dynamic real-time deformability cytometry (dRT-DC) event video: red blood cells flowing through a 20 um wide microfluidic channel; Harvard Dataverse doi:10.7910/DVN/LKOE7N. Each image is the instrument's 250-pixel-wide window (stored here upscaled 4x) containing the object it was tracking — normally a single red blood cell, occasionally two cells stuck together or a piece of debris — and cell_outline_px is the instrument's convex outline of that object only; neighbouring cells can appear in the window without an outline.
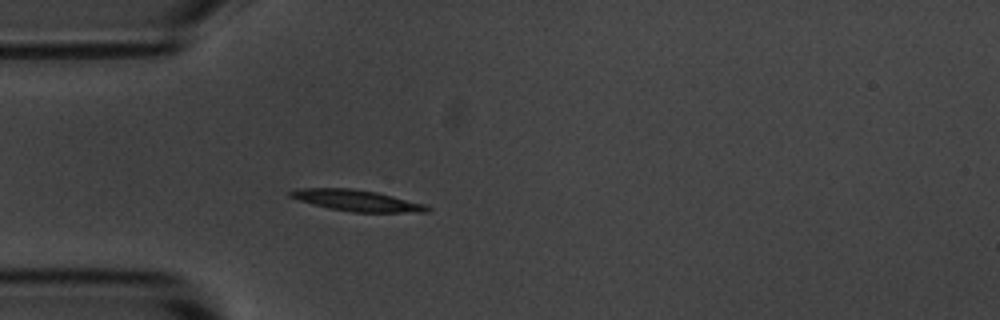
{"species": "common noctule bat (a hibernating species)", "species_latin": "Nyctalus noctula", "temperature_condition": "room temperature", "stored_images_in_passage": 4, "camera_frame_rate_fps": 3000, "um_per_image_px": 0.085, "animal": {"sex": "male", "body_mass_g": 20.1, "forearm_length_mm": 53.5}, "frame": {"image": 1, "passage_image": 4, "time_ms": 3.667, "image_size_px": [1000, 320], "cell_outline_px": [[432, 208], [428, 212], [352, 212], [328, 208], [312, 204], [288, 196], [288, 192], [304, 188], [352, 188], [376, 192], [424, 204]], "centroid_in_image_um": [30.33, 17.05], "position_along_channel_um": 54.7, "area_um2": 16.7}}